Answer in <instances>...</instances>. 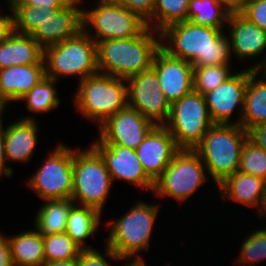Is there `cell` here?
<instances>
[{
  "label": "cell",
  "instance_id": "3957f363",
  "mask_svg": "<svg viewBox=\"0 0 266 266\" xmlns=\"http://www.w3.org/2000/svg\"><path fill=\"white\" fill-rule=\"evenodd\" d=\"M159 48L160 32L148 26L133 38L103 40L97 43L98 70L127 80L150 69Z\"/></svg>",
  "mask_w": 266,
  "mask_h": 266
},
{
  "label": "cell",
  "instance_id": "44dd1931",
  "mask_svg": "<svg viewBox=\"0 0 266 266\" xmlns=\"http://www.w3.org/2000/svg\"><path fill=\"white\" fill-rule=\"evenodd\" d=\"M44 77L45 64H25L0 69V95L9 104H13Z\"/></svg>",
  "mask_w": 266,
  "mask_h": 266
},
{
  "label": "cell",
  "instance_id": "b9f144b4",
  "mask_svg": "<svg viewBox=\"0 0 266 266\" xmlns=\"http://www.w3.org/2000/svg\"><path fill=\"white\" fill-rule=\"evenodd\" d=\"M0 266H14L8 236L0 231Z\"/></svg>",
  "mask_w": 266,
  "mask_h": 266
},
{
  "label": "cell",
  "instance_id": "f6af8a7d",
  "mask_svg": "<svg viewBox=\"0 0 266 266\" xmlns=\"http://www.w3.org/2000/svg\"><path fill=\"white\" fill-rule=\"evenodd\" d=\"M43 266H78V258L66 261L45 262Z\"/></svg>",
  "mask_w": 266,
  "mask_h": 266
},
{
  "label": "cell",
  "instance_id": "c3c4849f",
  "mask_svg": "<svg viewBox=\"0 0 266 266\" xmlns=\"http://www.w3.org/2000/svg\"><path fill=\"white\" fill-rule=\"evenodd\" d=\"M10 104L0 95V126L4 123L2 122V116L4 113V111L6 112V108L9 106Z\"/></svg>",
  "mask_w": 266,
  "mask_h": 266
},
{
  "label": "cell",
  "instance_id": "cb8c5ba5",
  "mask_svg": "<svg viewBox=\"0 0 266 266\" xmlns=\"http://www.w3.org/2000/svg\"><path fill=\"white\" fill-rule=\"evenodd\" d=\"M248 68V84L244 94L241 126L249 129L266 123V79Z\"/></svg>",
  "mask_w": 266,
  "mask_h": 266
},
{
  "label": "cell",
  "instance_id": "f546056e",
  "mask_svg": "<svg viewBox=\"0 0 266 266\" xmlns=\"http://www.w3.org/2000/svg\"><path fill=\"white\" fill-rule=\"evenodd\" d=\"M189 0H155L152 29L160 32L165 27L187 21Z\"/></svg>",
  "mask_w": 266,
  "mask_h": 266
},
{
  "label": "cell",
  "instance_id": "2e32d148",
  "mask_svg": "<svg viewBox=\"0 0 266 266\" xmlns=\"http://www.w3.org/2000/svg\"><path fill=\"white\" fill-rule=\"evenodd\" d=\"M91 145L103 157L113 184L114 181H125L152 193L154 182L144 172L135 150L117 144H104L98 138Z\"/></svg>",
  "mask_w": 266,
  "mask_h": 266
},
{
  "label": "cell",
  "instance_id": "5bb4252c",
  "mask_svg": "<svg viewBox=\"0 0 266 266\" xmlns=\"http://www.w3.org/2000/svg\"><path fill=\"white\" fill-rule=\"evenodd\" d=\"M247 84L248 68H245L239 72L235 71L214 90L204 94L208 112L214 124L241 125ZM234 112L238 114L235 115ZM233 114L236 117L238 115L235 121L232 119Z\"/></svg>",
  "mask_w": 266,
  "mask_h": 266
},
{
  "label": "cell",
  "instance_id": "52a82bcc",
  "mask_svg": "<svg viewBox=\"0 0 266 266\" xmlns=\"http://www.w3.org/2000/svg\"><path fill=\"white\" fill-rule=\"evenodd\" d=\"M87 147H74L71 199L77 205L90 206L103 213L113 181L100 153L90 143Z\"/></svg>",
  "mask_w": 266,
  "mask_h": 266
},
{
  "label": "cell",
  "instance_id": "9c48e42d",
  "mask_svg": "<svg viewBox=\"0 0 266 266\" xmlns=\"http://www.w3.org/2000/svg\"><path fill=\"white\" fill-rule=\"evenodd\" d=\"M208 173L194 149H180L164 172L155 180L153 196L185 203L206 184Z\"/></svg>",
  "mask_w": 266,
  "mask_h": 266
},
{
  "label": "cell",
  "instance_id": "f1b7e54d",
  "mask_svg": "<svg viewBox=\"0 0 266 266\" xmlns=\"http://www.w3.org/2000/svg\"><path fill=\"white\" fill-rule=\"evenodd\" d=\"M231 12L215 0H189L187 21L223 31Z\"/></svg>",
  "mask_w": 266,
  "mask_h": 266
},
{
  "label": "cell",
  "instance_id": "60d3db41",
  "mask_svg": "<svg viewBox=\"0 0 266 266\" xmlns=\"http://www.w3.org/2000/svg\"><path fill=\"white\" fill-rule=\"evenodd\" d=\"M13 171L9 168L5 155L4 125L0 126V179L5 176L8 179L13 176Z\"/></svg>",
  "mask_w": 266,
  "mask_h": 266
},
{
  "label": "cell",
  "instance_id": "f35d334b",
  "mask_svg": "<svg viewBox=\"0 0 266 266\" xmlns=\"http://www.w3.org/2000/svg\"><path fill=\"white\" fill-rule=\"evenodd\" d=\"M11 5H30L42 7H64L71 0H7Z\"/></svg>",
  "mask_w": 266,
  "mask_h": 266
},
{
  "label": "cell",
  "instance_id": "7dc6e473",
  "mask_svg": "<svg viewBox=\"0 0 266 266\" xmlns=\"http://www.w3.org/2000/svg\"><path fill=\"white\" fill-rule=\"evenodd\" d=\"M254 71L260 74L259 76H262L266 79V55L261 63L254 69Z\"/></svg>",
  "mask_w": 266,
  "mask_h": 266
},
{
  "label": "cell",
  "instance_id": "4316f807",
  "mask_svg": "<svg viewBox=\"0 0 266 266\" xmlns=\"http://www.w3.org/2000/svg\"><path fill=\"white\" fill-rule=\"evenodd\" d=\"M38 208L33 226L42 235L65 232L71 207L75 202L71 198L44 200Z\"/></svg>",
  "mask_w": 266,
  "mask_h": 266
},
{
  "label": "cell",
  "instance_id": "d6986e66",
  "mask_svg": "<svg viewBox=\"0 0 266 266\" xmlns=\"http://www.w3.org/2000/svg\"><path fill=\"white\" fill-rule=\"evenodd\" d=\"M180 150L164 125H156L135 149L146 175L153 181L164 172Z\"/></svg>",
  "mask_w": 266,
  "mask_h": 266
},
{
  "label": "cell",
  "instance_id": "30bf717a",
  "mask_svg": "<svg viewBox=\"0 0 266 266\" xmlns=\"http://www.w3.org/2000/svg\"><path fill=\"white\" fill-rule=\"evenodd\" d=\"M96 3L97 6L82 9L83 30L96 44L109 39L133 38L147 27L137 13L115 0H97Z\"/></svg>",
  "mask_w": 266,
  "mask_h": 266
},
{
  "label": "cell",
  "instance_id": "7bdbcfd3",
  "mask_svg": "<svg viewBox=\"0 0 266 266\" xmlns=\"http://www.w3.org/2000/svg\"><path fill=\"white\" fill-rule=\"evenodd\" d=\"M215 1L223 5L231 13L240 12L245 2V0H215Z\"/></svg>",
  "mask_w": 266,
  "mask_h": 266
},
{
  "label": "cell",
  "instance_id": "ee69618b",
  "mask_svg": "<svg viewBox=\"0 0 266 266\" xmlns=\"http://www.w3.org/2000/svg\"><path fill=\"white\" fill-rule=\"evenodd\" d=\"M257 217H262L263 220H266V181L264 183V190H263V195H262V199L259 205V208L257 209Z\"/></svg>",
  "mask_w": 266,
  "mask_h": 266
},
{
  "label": "cell",
  "instance_id": "83f0119b",
  "mask_svg": "<svg viewBox=\"0 0 266 266\" xmlns=\"http://www.w3.org/2000/svg\"><path fill=\"white\" fill-rule=\"evenodd\" d=\"M59 81L45 76L29 92L25 93L18 102H25L26 110L31 113L46 114L57 109L61 104L58 89Z\"/></svg>",
  "mask_w": 266,
  "mask_h": 266
},
{
  "label": "cell",
  "instance_id": "e575fe53",
  "mask_svg": "<svg viewBox=\"0 0 266 266\" xmlns=\"http://www.w3.org/2000/svg\"><path fill=\"white\" fill-rule=\"evenodd\" d=\"M104 247V253H106V255H103L96 248L82 249L78 255V266H111V263H109L110 260L117 262L124 260V258H120L107 245H105Z\"/></svg>",
  "mask_w": 266,
  "mask_h": 266
},
{
  "label": "cell",
  "instance_id": "603a6c76",
  "mask_svg": "<svg viewBox=\"0 0 266 266\" xmlns=\"http://www.w3.org/2000/svg\"><path fill=\"white\" fill-rule=\"evenodd\" d=\"M44 49L31 35L14 32L0 43V69L25 64H45Z\"/></svg>",
  "mask_w": 266,
  "mask_h": 266
},
{
  "label": "cell",
  "instance_id": "d4e9b609",
  "mask_svg": "<svg viewBox=\"0 0 266 266\" xmlns=\"http://www.w3.org/2000/svg\"><path fill=\"white\" fill-rule=\"evenodd\" d=\"M8 239L14 266H43V235L36 228L13 234Z\"/></svg>",
  "mask_w": 266,
  "mask_h": 266
},
{
  "label": "cell",
  "instance_id": "8d00e7d4",
  "mask_svg": "<svg viewBox=\"0 0 266 266\" xmlns=\"http://www.w3.org/2000/svg\"><path fill=\"white\" fill-rule=\"evenodd\" d=\"M122 6L137 13L142 19L146 21L148 27L152 29V13L154 9L155 0H115Z\"/></svg>",
  "mask_w": 266,
  "mask_h": 266
},
{
  "label": "cell",
  "instance_id": "7c38bea8",
  "mask_svg": "<svg viewBox=\"0 0 266 266\" xmlns=\"http://www.w3.org/2000/svg\"><path fill=\"white\" fill-rule=\"evenodd\" d=\"M49 153L26 184L43 201L71 198L74 149L58 142Z\"/></svg>",
  "mask_w": 266,
  "mask_h": 266
},
{
  "label": "cell",
  "instance_id": "277c9868",
  "mask_svg": "<svg viewBox=\"0 0 266 266\" xmlns=\"http://www.w3.org/2000/svg\"><path fill=\"white\" fill-rule=\"evenodd\" d=\"M131 206L119 218L104 222L110 229L105 244L120 258H143L139 252L147 251L151 246L160 204L136 201Z\"/></svg>",
  "mask_w": 266,
  "mask_h": 266
},
{
  "label": "cell",
  "instance_id": "ffe728a7",
  "mask_svg": "<svg viewBox=\"0 0 266 266\" xmlns=\"http://www.w3.org/2000/svg\"><path fill=\"white\" fill-rule=\"evenodd\" d=\"M33 115L13 120L4 127L5 155L9 168L14 162L28 163L32 160L38 145L39 124Z\"/></svg>",
  "mask_w": 266,
  "mask_h": 266
},
{
  "label": "cell",
  "instance_id": "5b68a950",
  "mask_svg": "<svg viewBox=\"0 0 266 266\" xmlns=\"http://www.w3.org/2000/svg\"><path fill=\"white\" fill-rule=\"evenodd\" d=\"M77 83L73 94L74 109L98 127L128 105L124 79L97 72Z\"/></svg>",
  "mask_w": 266,
  "mask_h": 266
},
{
  "label": "cell",
  "instance_id": "8992f818",
  "mask_svg": "<svg viewBox=\"0 0 266 266\" xmlns=\"http://www.w3.org/2000/svg\"><path fill=\"white\" fill-rule=\"evenodd\" d=\"M247 139L248 131L241 125L213 124L194 148L216 186L238 171L241 150Z\"/></svg>",
  "mask_w": 266,
  "mask_h": 266
},
{
  "label": "cell",
  "instance_id": "d590c367",
  "mask_svg": "<svg viewBox=\"0 0 266 266\" xmlns=\"http://www.w3.org/2000/svg\"><path fill=\"white\" fill-rule=\"evenodd\" d=\"M240 13L266 31V0H245Z\"/></svg>",
  "mask_w": 266,
  "mask_h": 266
},
{
  "label": "cell",
  "instance_id": "7402d4cb",
  "mask_svg": "<svg viewBox=\"0 0 266 266\" xmlns=\"http://www.w3.org/2000/svg\"><path fill=\"white\" fill-rule=\"evenodd\" d=\"M265 180L237 171L225 178L216 189L220 198L234 201L250 208H259Z\"/></svg>",
  "mask_w": 266,
  "mask_h": 266
},
{
  "label": "cell",
  "instance_id": "ab89813d",
  "mask_svg": "<svg viewBox=\"0 0 266 266\" xmlns=\"http://www.w3.org/2000/svg\"><path fill=\"white\" fill-rule=\"evenodd\" d=\"M248 139L266 152V123L248 130Z\"/></svg>",
  "mask_w": 266,
  "mask_h": 266
},
{
  "label": "cell",
  "instance_id": "4dcf8cb0",
  "mask_svg": "<svg viewBox=\"0 0 266 266\" xmlns=\"http://www.w3.org/2000/svg\"><path fill=\"white\" fill-rule=\"evenodd\" d=\"M45 262L78 258L82 250L65 232L43 235Z\"/></svg>",
  "mask_w": 266,
  "mask_h": 266
},
{
  "label": "cell",
  "instance_id": "6da1fadb",
  "mask_svg": "<svg viewBox=\"0 0 266 266\" xmlns=\"http://www.w3.org/2000/svg\"><path fill=\"white\" fill-rule=\"evenodd\" d=\"M160 47L193 67L231 65L232 61L225 31L195 25L191 21L174 23L161 30Z\"/></svg>",
  "mask_w": 266,
  "mask_h": 266
},
{
  "label": "cell",
  "instance_id": "ba28073f",
  "mask_svg": "<svg viewBox=\"0 0 266 266\" xmlns=\"http://www.w3.org/2000/svg\"><path fill=\"white\" fill-rule=\"evenodd\" d=\"M45 76L59 81L62 77H78V82L98 70L97 44L84 31L60 43L44 48Z\"/></svg>",
  "mask_w": 266,
  "mask_h": 266
},
{
  "label": "cell",
  "instance_id": "1f68e13d",
  "mask_svg": "<svg viewBox=\"0 0 266 266\" xmlns=\"http://www.w3.org/2000/svg\"><path fill=\"white\" fill-rule=\"evenodd\" d=\"M251 233V234H250ZM242 238L241 249L238 251L236 264L253 265L266 259V227L254 229Z\"/></svg>",
  "mask_w": 266,
  "mask_h": 266
},
{
  "label": "cell",
  "instance_id": "e0dca14e",
  "mask_svg": "<svg viewBox=\"0 0 266 266\" xmlns=\"http://www.w3.org/2000/svg\"><path fill=\"white\" fill-rule=\"evenodd\" d=\"M226 28L228 29L225 32L230 41L231 57L234 54L236 59L255 61L247 67L254 70L266 55V31L250 22L240 12L229 15ZM263 54L264 56H262Z\"/></svg>",
  "mask_w": 266,
  "mask_h": 266
},
{
  "label": "cell",
  "instance_id": "ac0fdd59",
  "mask_svg": "<svg viewBox=\"0 0 266 266\" xmlns=\"http://www.w3.org/2000/svg\"><path fill=\"white\" fill-rule=\"evenodd\" d=\"M159 78V87L170 104L193 91V66L188 61L169 55L161 47L151 67Z\"/></svg>",
  "mask_w": 266,
  "mask_h": 266
},
{
  "label": "cell",
  "instance_id": "8fae6325",
  "mask_svg": "<svg viewBox=\"0 0 266 266\" xmlns=\"http://www.w3.org/2000/svg\"><path fill=\"white\" fill-rule=\"evenodd\" d=\"M213 124L204 95L193 90L171 104L164 126L180 149H194Z\"/></svg>",
  "mask_w": 266,
  "mask_h": 266
},
{
  "label": "cell",
  "instance_id": "7a4b0ae2",
  "mask_svg": "<svg viewBox=\"0 0 266 266\" xmlns=\"http://www.w3.org/2000/svg\"><path fill=\"white\" fill-rule=\"evenodd\" d=\"M85 0H71L64 7L12 5L15 32L31 35L44 49L76 36L83 30L82 9Z\"/></svg>",
  "mask_w": 266,
  "mask_h": 266
},
{
  "label": "cell",
  "instance_id": "4fadbf2b",
  "mask_svg": "<svg viewBox=\"0 0 266 266\" xmlns=\"http://www.w3.org/2000/svg\"><path fill=\"white\" fill-rule=\"evenodd\" d=\"M128 106L138 110L155 125H164L171 104L159 87V78L150 68L127 80Z\"/></svg>",
  "mask_w": 266,
  "mask_h": 266
},
{
  "label": "cell",
  "instance_id": "74e56055",
  "mask_svg": "<svg viewBox=\"0 0 266 266\" xmlns=\"http://www.w3.org/2000/svg\"><path fill=\"white\" fill-rule=\"evenodd\" d=\"M6 3L9 13L7 14L0 11V43L6 41L15 32L13 8L9 1Z\"/></svg>",
  "mask_w": 266,
  "mask_h": 266
},
{
  "label": "cell",
  "instance_id": "484cf974",
  "mask_svg": "<svg viewBox=\"0 0 266 266\" xmlns=\"http://www.w3.org/2000/svg\"><path fill=\"white\" fill-rule=\"evenodd\" d=\"M96 208L74 204L69 212L65 233L81 248L92 249L87 244L89 237L93 238L99 226L102 225V215Z\"/></svg>",
  "mask_w": 266,
  "mask_h": 266
},
{
  "label": "cell",
  "instance_id": "9a60e30c",
  "mask_svg": "<svg viewBox=\"0 0 266 266\" xmlns=\"http://www.w3.org/2000/svg\"><path fill=\"white\" fill-rule=\"evenodd\" d=\"M156 125L138 110L126 106L98 127L104 144H117L135 150Z\"/></svg>",
  "mask_w": 266,
  "mask_h": 266
},
{
  "label": "cell",
  "instance_id": "d6a6232c",
  "mask_svg": "<svg viewBox=\"0 0 266 266\" xmlns=\"http://www.w3.org/2000/svg\"><path fill=\"white\" fill-rule=\"evenodd\" d=\"M231 65L193 67V90L202 95L214 90L234 72Z\"/></svg>",
  "mask_w": 266,
  "mask_h": 266
},
{
  "label": "cell",
  "instance_id": "bcb514c9",
  "mask_svg": "<svg viewBox=\"0 0 266 266\" xmlns=\"http://www.w3.org/2000/svg\"><path fill=\"white\" fill-rule=\"evenodd\" d=\"M126 260V264L124 266H147L144 258H124L123 261Z\"/></svg>",
  "mask_w": 266,
  "mask_h": 266
},
{
  "label": "cell",
  "instance_id": "836d02e7",
  "mask_svg": "<svg viewBox=\"0 0 266 266\" xmlns=\"http://www.w3.org/2000/svg\"><path fill=\"white\" fill-rule=\"evenodd\" d=\"M238 171L266 181V152L247 139L241 150Z\"/></svg>",
  "mask_w": 266,
  "mask_h": 266
}]
</instances>
